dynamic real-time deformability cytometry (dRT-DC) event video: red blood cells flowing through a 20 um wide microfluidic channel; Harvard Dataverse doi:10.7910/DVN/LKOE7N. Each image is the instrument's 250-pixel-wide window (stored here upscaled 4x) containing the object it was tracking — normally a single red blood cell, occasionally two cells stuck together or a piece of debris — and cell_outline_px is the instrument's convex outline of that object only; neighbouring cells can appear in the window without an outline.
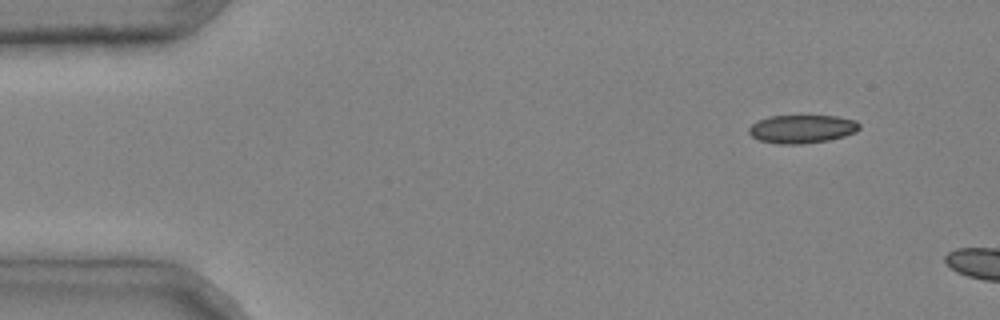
{"species": "common noctule bat (a hibernating species)", "species_latin": "Nyctalus noctula", "temperature_condition": "cold", "stored_images_in_passage": 2, "camera_frame_rate_fps": 3000, "um_per_image_px": 0.085, "animal": {"sex": "male", "body_mass_g": 20.4}, "frame": {"image": 1, "passage_image": 1, "time_ms": 0.0, "image_size_px": [1000, 320], "cell_outline_px": [[860, 128], [856, 132], [844, 136], [828, 140], [804, 144], [776, 144], [760, 140], [752, 136], [748, 132], [748, 128], [752, 124], [768, 116], [836, 116], [856, 120], [860, 124]], "centroid_in_image_um": [68.18, 10.96], "position_along_channel_um": 16.8, "area_um2": 18.26}}